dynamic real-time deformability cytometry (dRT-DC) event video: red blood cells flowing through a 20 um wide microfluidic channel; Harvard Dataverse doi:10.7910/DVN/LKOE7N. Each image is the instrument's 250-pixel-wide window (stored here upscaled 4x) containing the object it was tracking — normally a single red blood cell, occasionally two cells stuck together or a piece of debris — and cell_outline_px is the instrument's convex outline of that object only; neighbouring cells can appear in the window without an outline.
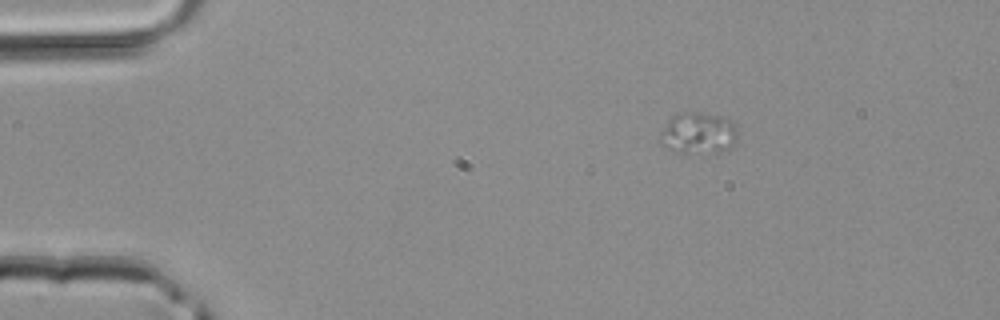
{"species": "common noctule bat (a hibernating species)", "species_latin": "Nyctalus noctula", "temperature_condition": "room temperature", "stored_images_in_passage": 7, "camera_frame_rate_fps": 3000, "um_per_image_px": 0.085, "animal": {"sex": "male", "body_mass_g": 20.4}, "frame": {"image": 1, "passage_image": 1, "time_ms": 0.0, "image_size_px": [1000, 320], "cell_outline_px": [[740, 132], [732, 144], [728, 148], [720, 152], [680, 152], [668, 148], [660, 144], [660, 140], [664, 128], [668, 120], [672, 116], [680, 112], [696, 112], [724, 116], [732, 120]], "centroid_in_image_um": [59.4, 11.29], "position_along_channel_um": 25.6, "area_um2": 18.67}}